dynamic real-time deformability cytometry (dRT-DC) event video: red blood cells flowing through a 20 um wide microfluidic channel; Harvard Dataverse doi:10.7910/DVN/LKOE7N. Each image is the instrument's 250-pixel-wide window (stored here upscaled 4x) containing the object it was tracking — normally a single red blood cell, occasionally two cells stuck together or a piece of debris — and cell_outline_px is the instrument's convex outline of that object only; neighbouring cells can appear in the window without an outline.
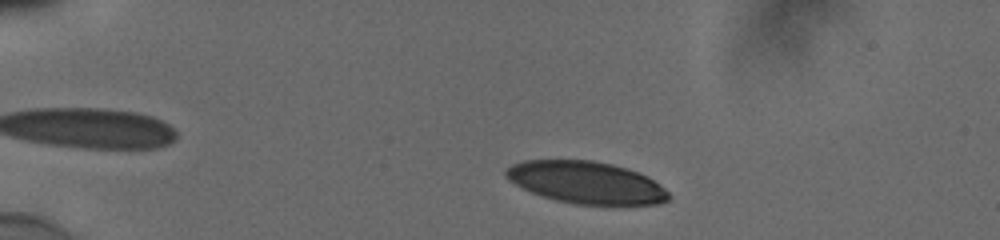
{"species": "human", "species_latin": "Homo sapiens", "temperature_condition": "cold", "stored_images_in_passage": 47, "camera_frame_rate_fps": 3000, "um_per_image_px": 0.085, "donor": {"sex": "male"}, "frame": {"image": 1, "passage_image": 4, "time_ms": 1.0, "image_size_px": [1000, 240], "cell_outline_px": [[668, 200], [656, 204], [576, 204], [556, 200], [532, 192], [508, 180], [504, 172], [512, 164], [524, 160], [592, 160], [612, 164], [648, 176], [660, 184], [668, 192]], "centroid_in_image_um": [49.82, 15.5], "position_along_channel_um": 35.2, "area_um2": 39.48}}
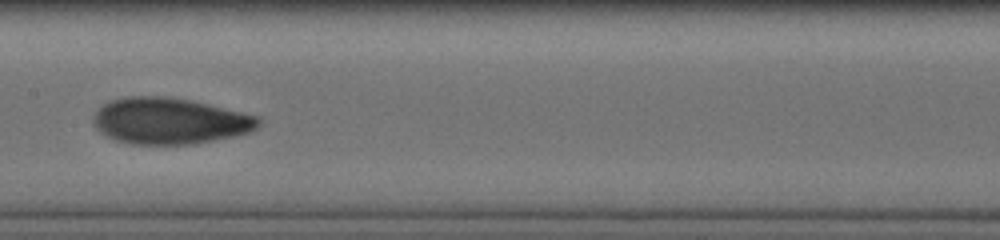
{"frame": {"image": 2, "passage_image": 22, "time_ms": 7.0, "image_size_px": [1000, 240], "cell_outline_px": [[260, 124], [256, 128], [248, 132], [236, 136], [196, 144], [128, 144], [116, 140], [108, 136], [96, 128], [92, 120], [96, 112], [104, 104], [112, 100], [128, 96], [164, 96], [188, 100], [208, 104], [260, 116]], "centroid_in_image_um": [14.45, 10.29], "position_along_channel_um": 193.0, "area_um2": 44.45}}
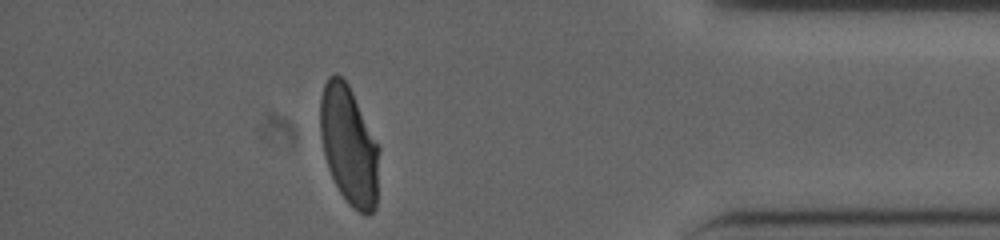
{"frame": {"image": 3, "passage_image": 41, "time_ms": 13.333, "image_size_px": [1000, 240], "cell_outline_px": [[380, 148], [376, 208], [368, 216], [352, 208], [348, 204], [340, 192], [328, 168], [324, 156], [320, 136], [320, 100], [324, 84], [328, 76], [336, 72], [348, 84]], "centroid_in_image_um": [29.66, 12.38], "position_along_channel_um": 405.5, "area_um2": 40.98}, "authors_computed_cell_mechanics": {"area_um2": 42.3674, "velocity_mm_per_s": 3.8599, "shape_relaxation_time_tau1_ms": 9.5596, "shape_relaxation_time_tau2_ms": 1.3879, "deformation_change_tau1": 0.2658, "deformation_change_tau2": 0.0639}}